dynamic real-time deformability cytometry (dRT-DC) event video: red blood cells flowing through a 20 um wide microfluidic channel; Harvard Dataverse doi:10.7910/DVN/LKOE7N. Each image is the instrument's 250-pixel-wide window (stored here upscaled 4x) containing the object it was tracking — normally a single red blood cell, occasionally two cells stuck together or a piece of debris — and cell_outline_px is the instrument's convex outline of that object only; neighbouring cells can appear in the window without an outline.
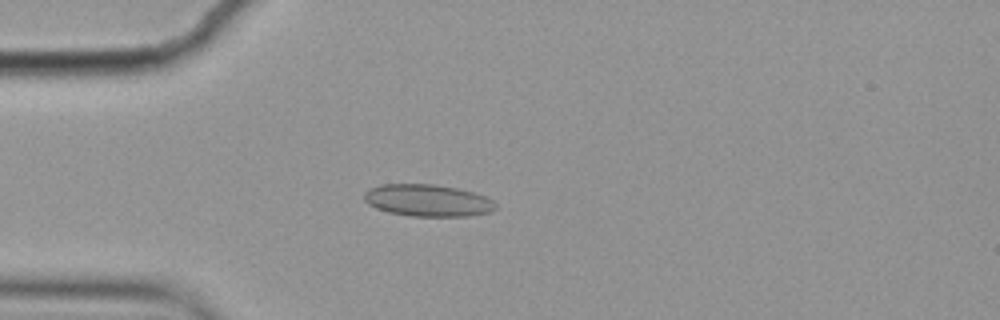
{"species": "common noctule bat (a hibernating species)", "species_latin": "Nyctalus noctula", "temperature_condition": "cold", "stored_images_in_passage": 5, "camera_frame_rate_fps": 3000, "um_per_image_px": 0.085, "animal": {"sex": "female", "body_mass_g": 19.9}, "frame": {"image": 1, "passage_image": 3, "time_ms": 0.667, "image_size_px": [1000, 320], "cell_outline_px": [[496, 208], [492, 212], [468, 216], [412, 216], [388, 212], [376, 208], [368, 204], [364, 200], [364, 192], [368, 188], [380, 184], [432, 184], [456, 188], [472, 192], [484, 196], [492, 200], [496, 204]], "centroid_in_image_um": [36.33, 17.03], "position_along_channel_um": 48.7, "area_um2": 24.57}}
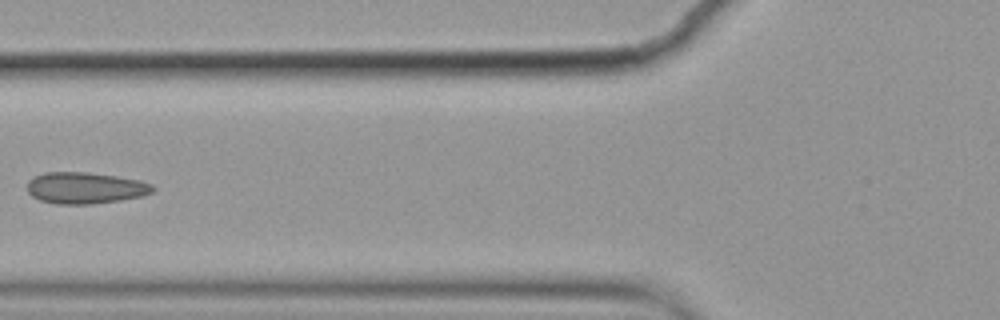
{"frame": {"image": 2, "passage_image": 5, "time_ms": 1.333, "image_size_px": [1000, 320], "cell_outline_px": [[156, 188], [152, 192], [140, 196], [120, 200], [92, 204], [56, 204], [40, 200], [32, 196], [28, 192], [28, 180], [44, 172], [88, 172], [116, 176], [140, 180], [152, 184]], "centroid_in_image_um": [7.25, 15.97], "position_along_channel_um": 118.6, "area_um2": 23.0}}